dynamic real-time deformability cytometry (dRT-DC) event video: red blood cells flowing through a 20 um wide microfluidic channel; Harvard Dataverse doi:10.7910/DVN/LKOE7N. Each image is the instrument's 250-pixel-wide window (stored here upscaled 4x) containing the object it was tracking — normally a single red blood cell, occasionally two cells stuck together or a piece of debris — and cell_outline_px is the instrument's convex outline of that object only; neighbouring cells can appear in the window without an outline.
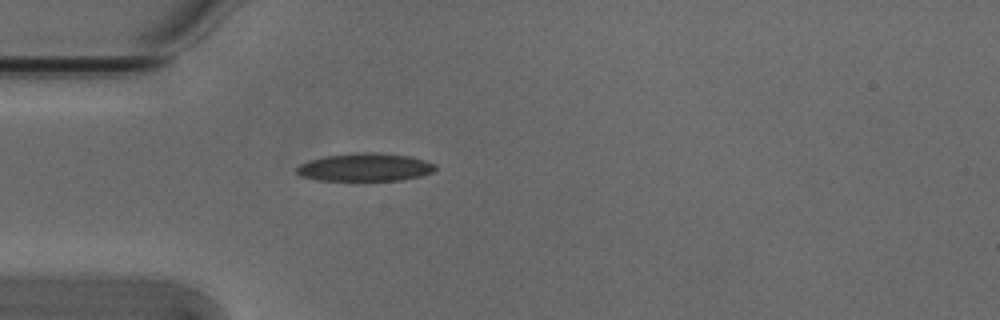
{"species": "Egyptian fruit bat (a non-hibernating species)", "species_latin": "Rousettus aegyptiacus", "temperature_condition": "cold", "stored_images_in_passage": 4, "camera_frame_rate_fps": 3000, "um_per_image_px": 0.085, "animal": {"sex": "male"}, "frame": {"image": 1, "passage_image": 4, "time_ms": 1.0, "image_size_px": [1000, 320], "cell_outline_px": [[436, 168], [432, 172], [420, 176], [400, 180], [316, 180], [300, 176], [296, 172], [296, 168], [300, 164], [308, 160], [324, 156], [364, 152], [376, 152], [408, 156], [424, 160], [436, 164]], "centroid_in_image_um": [31.0, 14.21], "position_along_channel_um": 54.0, "area_um2": 22.54}}